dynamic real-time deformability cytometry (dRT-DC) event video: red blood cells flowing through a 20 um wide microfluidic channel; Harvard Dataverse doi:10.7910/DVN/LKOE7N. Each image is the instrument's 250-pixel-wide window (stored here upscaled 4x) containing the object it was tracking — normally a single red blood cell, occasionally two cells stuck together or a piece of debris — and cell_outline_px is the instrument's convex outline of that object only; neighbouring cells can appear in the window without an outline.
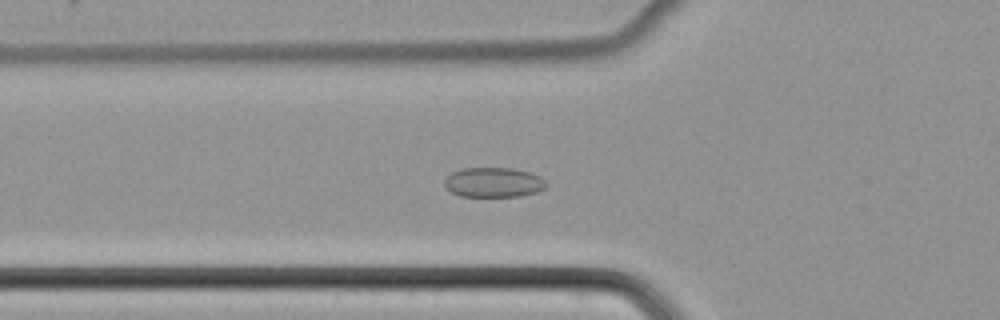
{"species": "common noctule bat (a hibernating species)", "species_latin": "Nyctalus noctula", "temperature_condition": "cold", "stored_images_in_passage": 38, "camera_frame_rate_fps": 3000, "um_per_image_px": 0.085, "animal": {"sex": "female", "body_mass_g": 22.7, "forearm_length_mm": 54.2}, "frame": {"image": 1, "passage_image": 5, "time_ms": 1.333, "image_size_px": [1000, 320], "cell_outline_px": [[548, 184], [544, 188], [536, 192], [520, 196], [460, 196], [452, 192], [444, 184], [444, 180], [452, 172], [464, 168], [512, 168], [528, 172], [540, 176]], "centroid_in_image_um": [41.96, 15.5], "position_along_channel_um": 83.8, "area_um2": 17.51}}
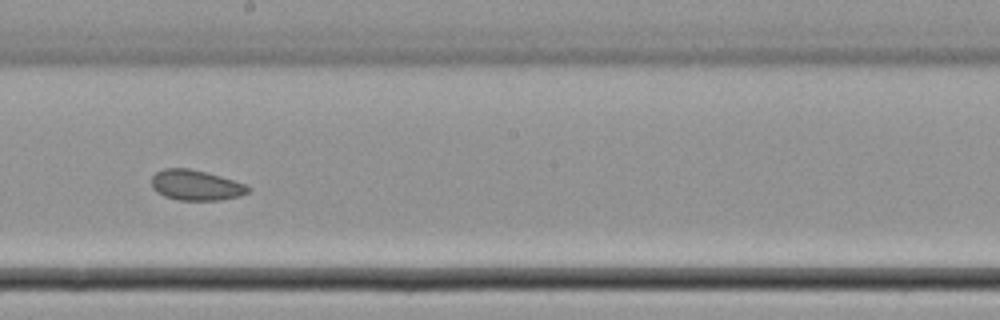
{"frame": {"image": 2, "passage_image": 16, "time_ms": 5.0, "image_size_px": [1000, 320], "cell_outline_px": [[252, 188], [248, 192], [240, 196], [220, 200], [180, 200], [164, 196], [156, 192], [152, 188], [152, 176], [156, 172], [164, 168], [188, 168], [208, 172], [244, 184]], "centroid_in_image_um": [16.63, 15.74], "position_along_channel_um": 231.6, "area_um2": 17.11}}
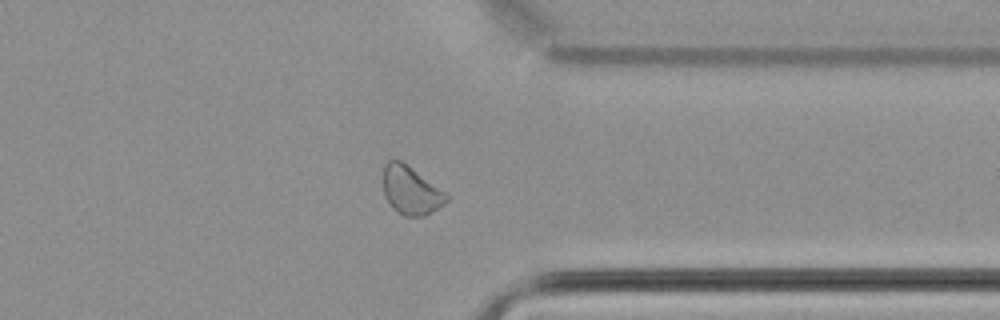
{"frame": {"image": 3, "passage_image": 27, "time_ms": 8.667, "image_size_px": [1000, 320], "cell_outline_px": [[452, 196], [444, 204], [424, 216], [404, 216], [388, 200], [384, 192], [384, 164], [392, 156], [408, 164], [448, 192]], "centroid_in_image_um": [34.99, 16.12], "position_along_channel_um": 376.4, "area_um2": 18.03}}